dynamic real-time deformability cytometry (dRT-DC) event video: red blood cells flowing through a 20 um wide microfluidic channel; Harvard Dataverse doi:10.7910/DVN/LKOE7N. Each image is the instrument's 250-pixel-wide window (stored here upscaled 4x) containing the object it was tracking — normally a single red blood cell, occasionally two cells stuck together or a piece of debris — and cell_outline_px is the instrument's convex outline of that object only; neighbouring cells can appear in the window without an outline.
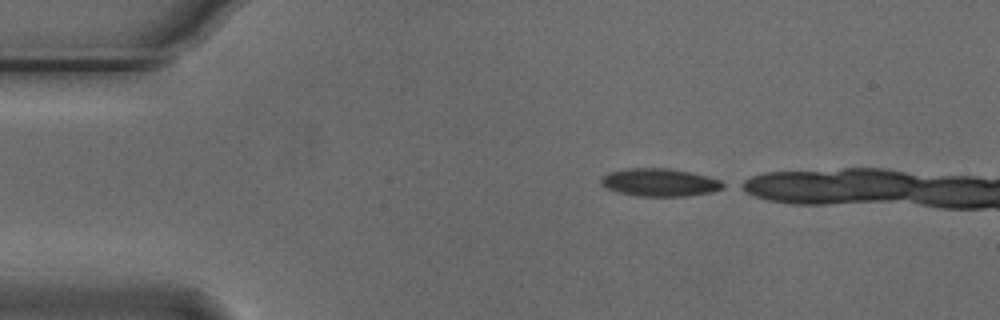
{"species": "Egyptian fruit bat (a non-hibernating species)", "species_latin": "Rousettus aegyptiacus", "temperature_condition": "cold", "stored_images_in_passage": 7, "camera_frame_rate_fps": 3000, "um_per_image_px": 0.085, "animal": {"sex": "male"}, "frame": {"image": 1, "passage_image": 1, "time_ms": 0.0, "image_size_px": [1000, 320], "cell_outline_px": [[728, 184], [724, 188], [712, 192], [684, 196], [640, 196], [616, 192], [600, 184], [600, 176], [608, 172], [628, 168], [668, 168], [692, 172], [708, 176], [720, 180]], "centroid_in_image_um": [56.08, 15.5], "position_along_channel_um": 28.9, "area_um2": 20.06}}